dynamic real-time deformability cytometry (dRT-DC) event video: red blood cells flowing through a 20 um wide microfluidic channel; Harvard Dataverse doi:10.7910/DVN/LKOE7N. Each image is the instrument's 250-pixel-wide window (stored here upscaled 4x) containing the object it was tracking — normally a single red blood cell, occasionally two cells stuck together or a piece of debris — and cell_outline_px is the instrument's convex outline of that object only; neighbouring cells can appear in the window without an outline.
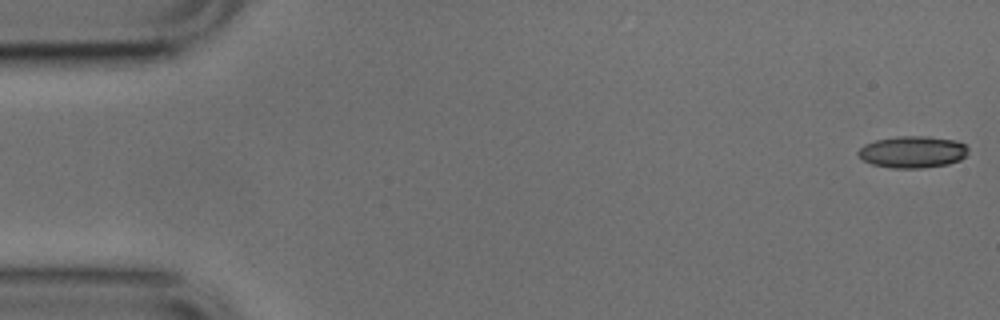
{"species": "common noctule bat (a hibernating species)", "species_latin": "Nyctalus noctula", "temperature_condition": "cold", "stored_images_in_passage": 52, "camera_frame_rate_fps": 3000, "um_per_image_px": 0.085, "animal": {"sex": "male", "body_mass_g": 17.9, "forearm_length_mm": 54.2}, "frame": {"image": 1, "passage_image": 1, "time_ms": 0.0, "image_size_px": [1000, 320], "cell_outline_px": [[968, 152], [960, 160], [948, 164], [924, 168], [892, 168], [872, 164], [864, 160], [856, 152], [864, 144], [876, 140], [896, 136], [928, 136], [956, 140], [964, 144], [968, 148]], "centroid_in_image_um": [77.58, 12.91], "position_along_channel_um": 7.4, "area_um2": 20.46}}
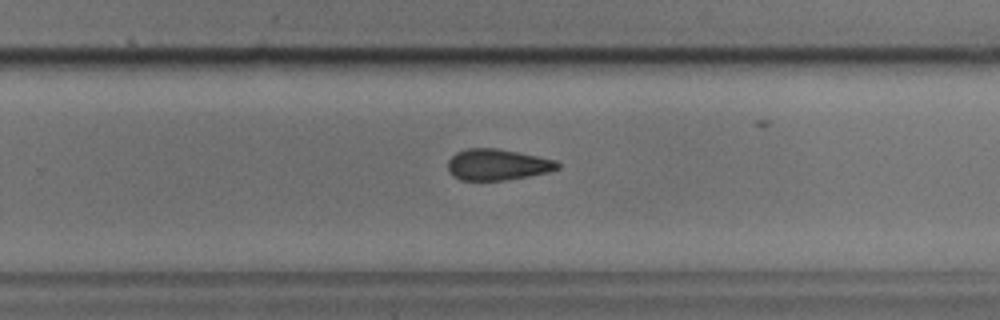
{"frame": {"image": 2, "passage_image": 33, "time_ms": 10.667, "image_size_px": [1000, 320], "cell_outline_px": [[560, 168], [548, 172], [528, 176], [504, 180], [460, 180], [452, 176], [448, 172], [448, 160], [456, 152], [468, 148], [496, 148], [556, 160], [560, 164]], "centroid_in_image_um": [42.25, 14.0], "position_along_channel_um": 287.5, "area_um2": 19.88}}
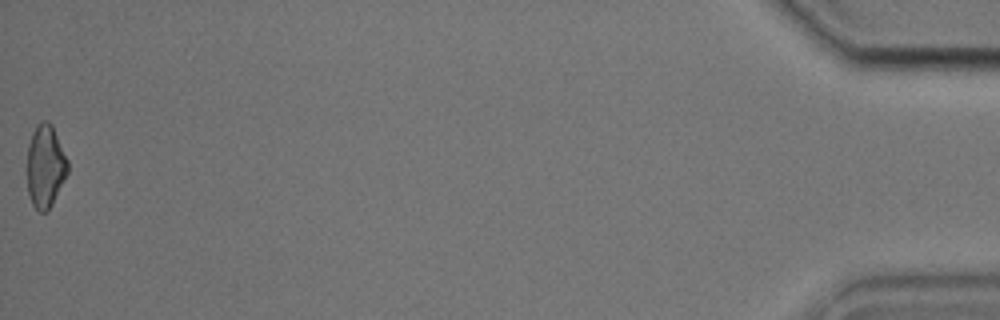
{"frame": {"image": 3, "passage_image": 52, "time_ms": 17.0, "image_size_px": [1000, 320], "cell_outline_px": [[68, 172], [48, 212], [40, 212], [32, 204], [28, 192], [28, 144], [32, 132], [36, 124], [44, 120], [48, 120], [52, 124], [68, 160]], "centroid_in_image_um": [3.86, 14.11], "position_along_channel_um": 431.3, "area_um2": 19.59}, "authors_computed_cell_mechanics": {"area_um2": 20.5768, "velocity_mm_per_s": 3.8345, "shape_relaxation_time_tau1_ms": 10.8804, "shape_relaxation_time_tau2_ms": 5.2645, "deformation_change_tau1": 0.1779, "deformation_change_tau2": 0.1351}}